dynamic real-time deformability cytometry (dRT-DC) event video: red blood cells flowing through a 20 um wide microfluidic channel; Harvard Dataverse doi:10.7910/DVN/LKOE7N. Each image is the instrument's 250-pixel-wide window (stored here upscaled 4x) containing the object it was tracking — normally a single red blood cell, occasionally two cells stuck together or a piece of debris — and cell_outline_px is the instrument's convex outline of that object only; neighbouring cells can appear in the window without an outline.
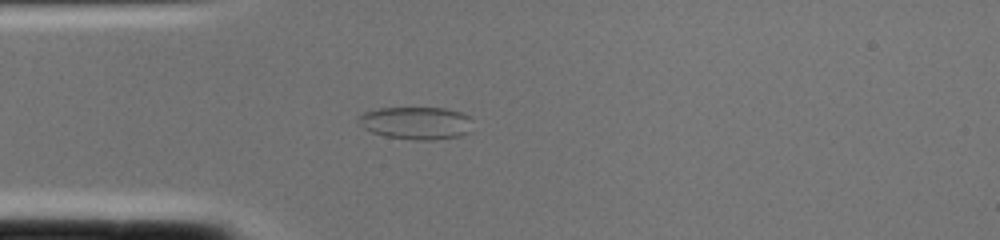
{"species": "common noctule bat (a hibernating species)", "species_latin": "Nyctalus noctula", "temperature_condition": "cold", "stored_images_in_passage": 1, "camera_frame_rate_fps": 3000, "um_per_image_px": 0.085, "animal": {"sex": "female", "body_mass_g": 22.0, "forearm_length_mm": 56.7}, "frame": {"image": 1, "passage_image": 1, "time_ms": 0.0, "image_size_px": [1000, 240], "cell_outline_px": [[472, 132], [460, 136], [432, 140], [412, 140], [384, 136], [372, 132], [364, 128], [356, 120], [356, 116], [364, 112], [380, 108], [444, 108], [460, 112], [468, 116], [472, 120]], "centroid_in_image_um": [35.38, 10.46], "position_along_channel_um": 49.6, "area_um2": 22.02}}